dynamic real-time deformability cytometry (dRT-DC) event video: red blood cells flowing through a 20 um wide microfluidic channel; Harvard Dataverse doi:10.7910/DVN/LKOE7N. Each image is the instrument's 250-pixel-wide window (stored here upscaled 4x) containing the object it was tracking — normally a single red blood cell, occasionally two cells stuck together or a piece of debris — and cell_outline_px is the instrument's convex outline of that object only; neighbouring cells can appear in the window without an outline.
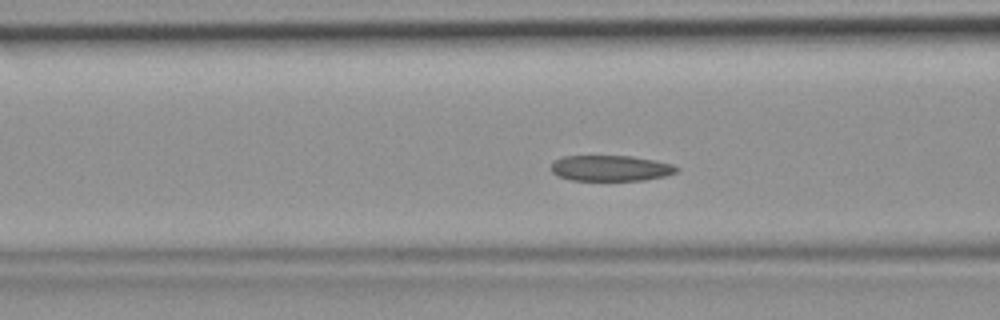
{"species": "common noctule bat (a hibernating species)", "species_latin": "Nyctalus noctula", "temperature_condition": "room temperature", "stored_images_in_passage": 48, "camera_frame_rate_fps": 3000, "um_per_image_px": 0.085, "animal": {"sex": "female", "body_mass_g": 19.9}, "frame": {"image": 1, "passage_image": 18, "time_ms": 5.667, "image_size_px": [1000, 320], "cell_outline_px": [[680, 168], [676, 172], [664, 176], [644, 180], [572, 180], [556, 176], [552, 172], [552, 164], [556, 160], [564, 156], [632, 156], [672, 164]], "centroid_in_image_um": [51.9, 14.3], "position_along_channel_um": 114.7, "area_um2": 18.67}}
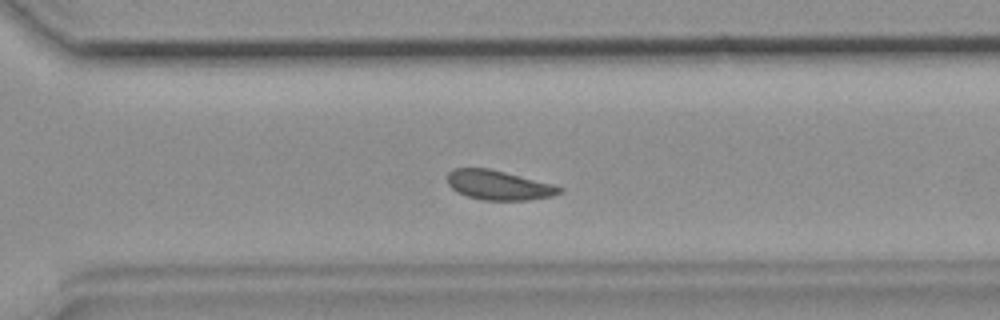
{"frame": {"image": 2, "passage_image": 33, "time_ms": 10.667, "image_size_px": [1000, 320], "cell_outline_px": [[564, 188], [560, 192], [552, 196], [528, 200], [484, 200], [468, 196], [456, 192], [448, 184], [448, 172], [452, 168], [488, 168], [552, 184]], "centroid_in_image_um": [42.35, 15.74], "position_along_channel_um": 328.2, "area_um2": 19.07}}
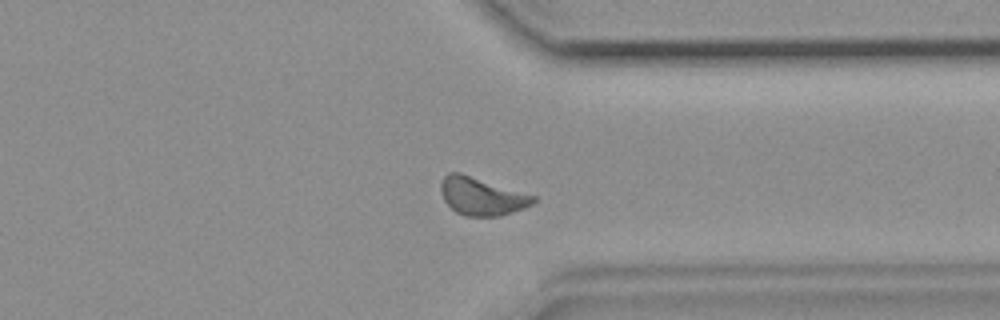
{"frame": {"image": 3, "passage_image": 36, "time_ms": 11.667, "image_size_px": [1000, 320], "cell_outline_px": [[536, 200], [532, 204], [524, 208], [500, 216], [464, 216], [456, 212], [444, 200], [440, 188], [440, 184], [444, 176], [448, 172], [460, 172], [536, 196]], "centroid_in_image_um": [40.93, 16.68], "position_along_channel_um": 370.5, "area_um2": 20.35}}